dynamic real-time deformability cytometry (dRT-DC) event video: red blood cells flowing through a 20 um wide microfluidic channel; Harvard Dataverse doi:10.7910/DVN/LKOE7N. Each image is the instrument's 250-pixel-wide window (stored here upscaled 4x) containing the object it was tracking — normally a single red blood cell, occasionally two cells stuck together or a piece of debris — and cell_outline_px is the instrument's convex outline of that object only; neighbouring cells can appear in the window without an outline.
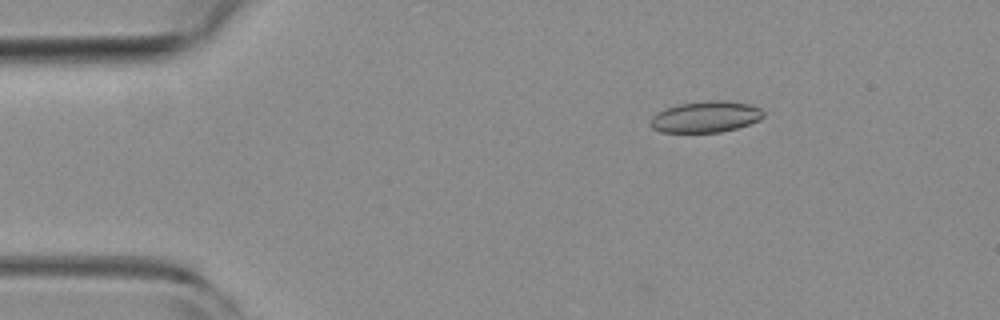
{"species": "common noctule bat (a hibernating species)", "species_latin": "Nyctalus noctula", "temperature_condition": "room temperature", "stored_images_in_passage": 55, "camera_frame_rate_fps": 3000, "um_per_image_px": 0.085, "animal": {"sex": "female", "body_mass_g": 19.3, "forearm_length_mm": 54.1}, "frame": {"image": 1, "passage_image": 9, "time_ms": 2.667, "image_size_px": [1000, 320], "cell_outline_px": [[764, 116], [760, 120], [736, 128], [720, 132], [660, 132], [652, 128], [648, 124], [648, 120], [652, 116], [664, 108], [676, 104], [708, 100], [728, 100], [752, 104], [760, 108], [764, 112]], "centroid_in_image_um": [59.96, 9.91], "position_along_channel_um": 25.0, "area_um2": 20.98}}
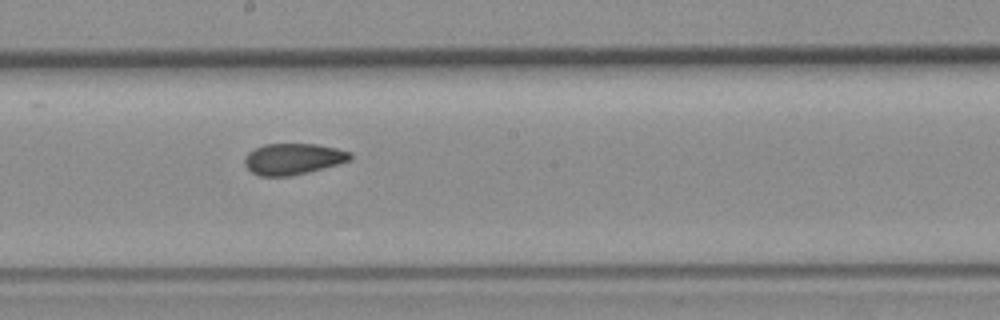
{"frame": {"image": 2, "passage_image": 30, "time_ms": 9.667, "image_size_px": [1000, 320], "cell_outline_px": [[352, 156], [348, 160], [336, 164], [308, 172], [288, 176], [260, 176], [252, 172], [244, 164], [244, 160], [248, 152], [264, 144], [316, 144], [336, 148], [352, 152]], "centroid_in_image_um": [24.89, 13.5], "position_along_channel_um": 223.3, "area_um2": 18.96}}
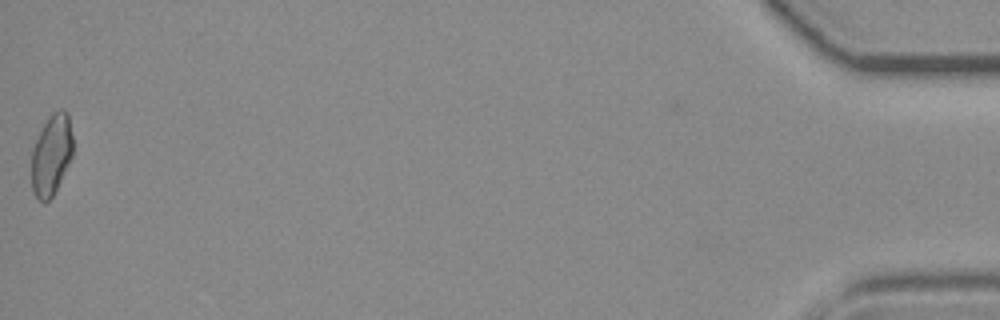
{"frame": {"image": 3, "passage_image": 55, "time_ms": 18.0, "image_size_px": [1000, 320], "cell_outline_px": [[72, 156], [52, 196], [44, 204], [32, 192], [32, 148], [48, 116], [52, 112], [60, 108], [64, 108], [68, 112], [72, 136]], "centroid_in_image_um": [4.37, 13.12], "position_along_channel_um": 430.8, "area_um2": 19.36}, "authors_computed_cell_mechanics": {"area_um2": 19.5942, "velocity_mm_per_s": 3.7735, "shape_relaxation_time_tau1_ms": null, "shape_relaxation_time_tau2_ms": 2.7644, "deformation_change_tau1": null, "deformation_change_tau2": 0.085}}